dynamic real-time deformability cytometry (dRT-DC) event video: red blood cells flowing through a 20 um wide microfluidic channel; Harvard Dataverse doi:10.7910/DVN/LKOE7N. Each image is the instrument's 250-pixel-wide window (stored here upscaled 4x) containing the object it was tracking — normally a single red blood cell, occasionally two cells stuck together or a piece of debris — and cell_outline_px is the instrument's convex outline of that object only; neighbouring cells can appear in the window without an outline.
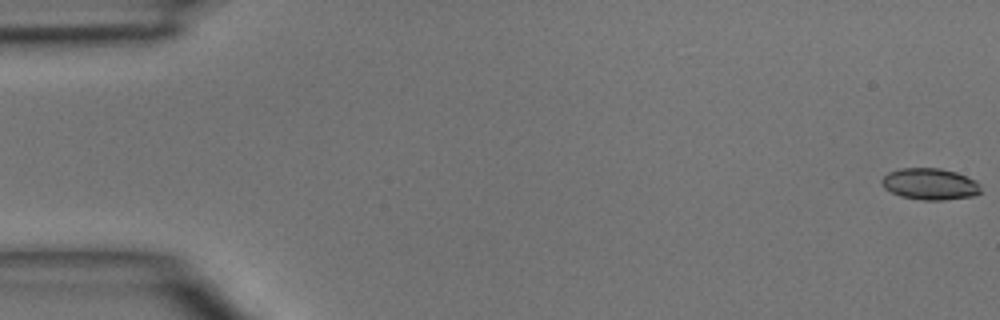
{"species": "common noctule bat (a hibernating species)", "species_latin": "Nyctalus noctula", "temperature_condition": "room temperature", "stored_images_in_passage": 7, "camera_frame_rate_fps": 3000, "um_per_image_px": 0.085, "animal": {"sex": "male", "body_mass_g": 15.6}, "frame": {"image": 1, "passage_image": 1, "time_ms": 0.0, "image_size_px": [1000, 320], "cell_outline_px": [[980, 192], [976, 196], [944, 200], [920, 200], [900, 196], [884, 188], [880, 180], [888, 172], [900, 168], [940, 168], [956, 172], [976, 180], [980, 184]], "centroid_in_image_um": [79.05, 15.64], "position_along_channel_um": 5.9, "area_um2": 18.38}}
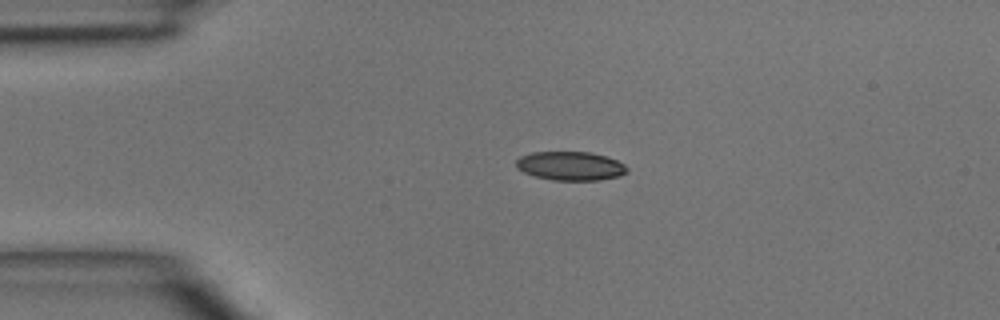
{"frame": {"image": 2, "passage_image": 4, "time_ms": 3.333, "image_size_px": [1000, 320], "cell_outline_px": [[628, 172], [620, 176], [600, 180], [552, 180], [536, 176], [524, 172], [516, 168], [516, 160], [520, 156], [532, 152], [592, 152], [616, 160], [624, 164], [628, 168]], "centroid_in_image_um": [48.49, 14.1], "position_along_channel_um": 36.5, "area_um2": 18.67}}
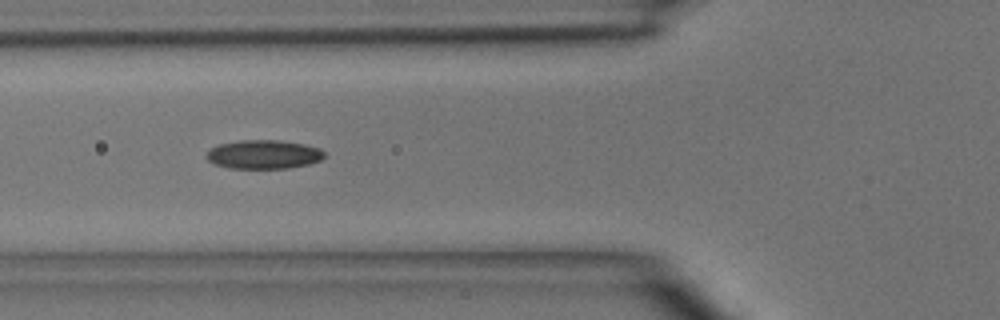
{"frame": {"image": 3, "passage_image": 6, "time_ms": 5.667, "image_size_px": [1000, 320], "cell_outline_px": [[324, 156], [320, 160], [308, 164], [288, 168], [228, 168], [216, 164], [208, 160], [204, 156], [208, 148], [220, 144], [240, 140], [280, 140], [304, 144], [320, 148], [324, 152]], "centroid_in_image_um": [22.37, 13.12], "position_along_channel_um": 103.4, "area_um2": 19.88}}